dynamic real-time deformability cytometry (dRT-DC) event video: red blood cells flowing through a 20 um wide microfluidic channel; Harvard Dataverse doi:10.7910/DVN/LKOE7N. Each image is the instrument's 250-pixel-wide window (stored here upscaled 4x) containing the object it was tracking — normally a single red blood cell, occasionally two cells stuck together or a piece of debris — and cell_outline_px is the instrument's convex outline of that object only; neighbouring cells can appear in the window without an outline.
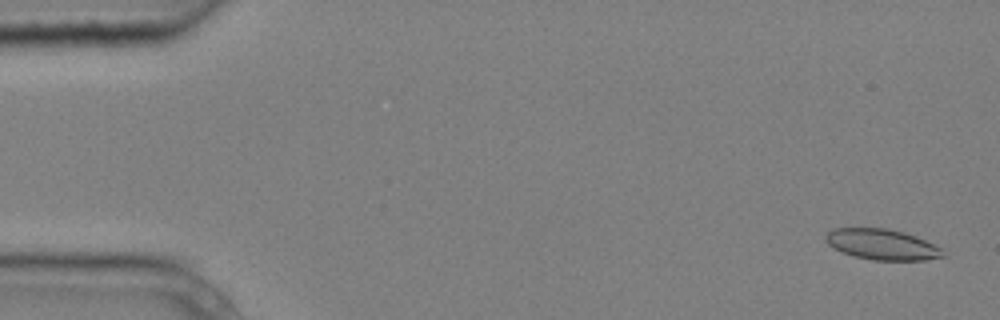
{"species": "common noctule bat (a hibernating species)", "species_latin": "Nyctalus noctula", "temperature_condition": "cold", "stored_images_in_passage": 5, "camera_frame_rate_fps": 3000, "um_per_image_px": 0.085, "animal": {"sex": "male", "body_mass_g": 20.4}, "frame": {"image": 1, "passage_image": 1, "time_ms": 0.0, "image_size_px": [1000, 320], "cell_outline_px": [[944, 256], [924, 260], [872, 260], [856, 256], [844, 252], [828, 244], [824, 240], [824, 236], [832, 228], [888, 228], [904, 232], [916, 236], [940, 248]], "centroid_in_image_um": [74.94, 20.76], "position_along_channel_um": 10.1, "area_um2": 20.69}}
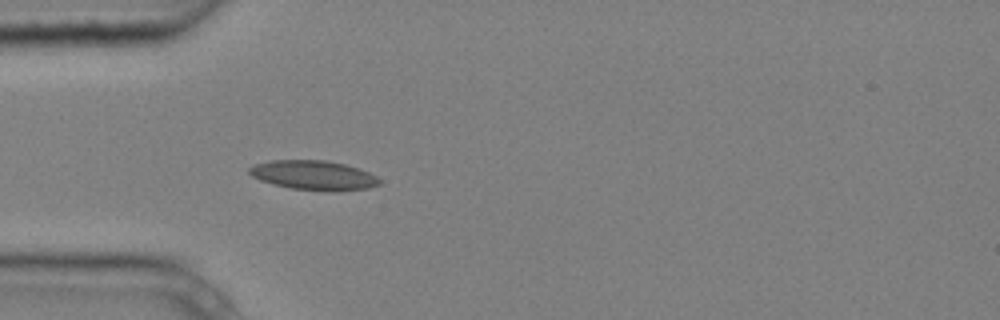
{"frame": {"image": 2, "passage_image": 5, "time_ms": 1.333, "image_size_px": [1000, 320], "cell_outline_px": [[380, 184], [368, 188], [332, 192], [292, 188], [272, 184], [260, 180], [252, 176], [248, 172], [248, 168], [256, 164], [272, 160], [324, 160], [344, 164], [360, 168], [376, 176], [380, 180]], "centroid_in_image_um": [26.66, 14.9], "position_along_channel_um": 58.3, "area_um2": 22.37}}